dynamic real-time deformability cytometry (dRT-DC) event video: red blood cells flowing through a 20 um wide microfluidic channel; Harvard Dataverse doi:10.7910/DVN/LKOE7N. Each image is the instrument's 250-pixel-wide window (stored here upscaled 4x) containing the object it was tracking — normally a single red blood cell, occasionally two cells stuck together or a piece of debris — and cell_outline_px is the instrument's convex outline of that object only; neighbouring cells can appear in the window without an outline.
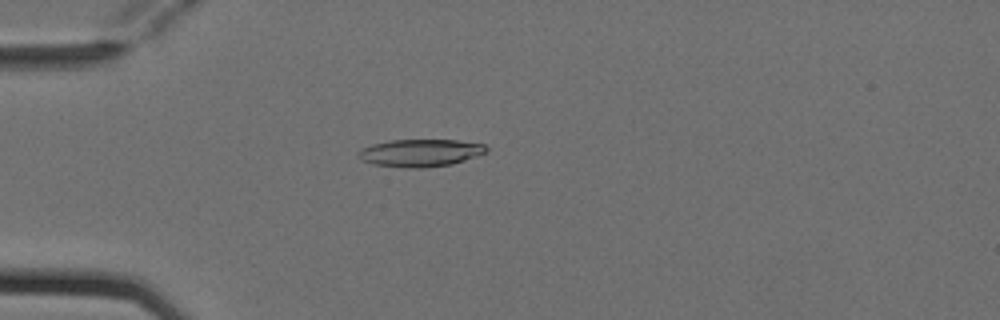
{"species": "Egyptian fruit bat (a non-hibernating species)", "species_latin": "Rousettus aegyptiacus", "temperature_condition": "cold", "stored_images_in_passage": 1, "camera_frame_rate_fps": 3000, "um_per_image_px": 0.085, "animal": {"sex": "female"}, "frame": {"image": 1, "passage_image": 1, "time_ms": 0.0, "image_size_px": [1000, 320], "cell_outline_px": [[488, 152], [452, 164], [424, 168], [404, 168], [372, 164], [360, 160], [356, 156], [356, 152], [372, 144], [392, 140], [456, 140], [484, 144], [488, 148]], "centroid_in_image_um": [35.7, 13.0], "position_along_channel_um": 49.3, "area_um2": 20.63}}